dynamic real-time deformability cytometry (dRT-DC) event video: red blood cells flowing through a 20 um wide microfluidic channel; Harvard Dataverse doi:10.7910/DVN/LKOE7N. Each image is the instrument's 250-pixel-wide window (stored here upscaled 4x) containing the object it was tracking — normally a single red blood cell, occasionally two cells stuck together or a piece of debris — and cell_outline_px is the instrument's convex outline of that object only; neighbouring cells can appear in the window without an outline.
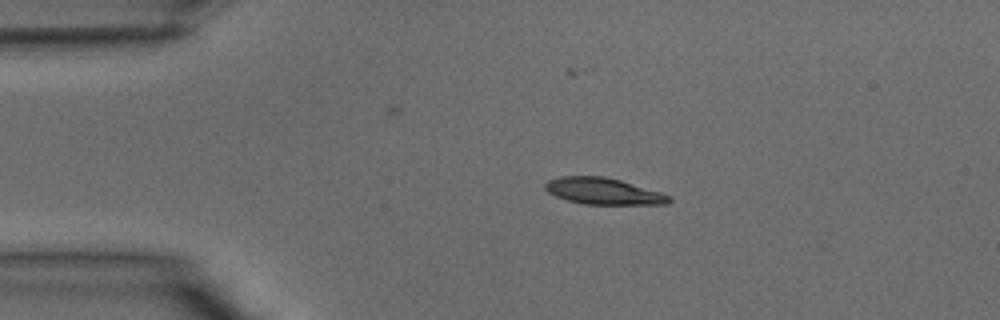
{"species": "common noctule bat (a hibernating species)", "species_latin": "Nyctalus noctula", "temperature_condition": "warm", "stored_images_in_passage": 31, "camera_frame_rate_fps": 3000, "um_per_image_px": 0.085, "animal": {"sex": "male", "body_mass_g": 15.6}, "frame": {"image": 1, "passage_image": 4, "time_ms": 1.0, "image_size_px": [1000, 320], "cell_outline_px": [[672, 200], [668, 204], [584, 204], [568, 200], [556, 196], [548, 192], [544, 188], [544, 184], [548, 180], [560, 176], [604, 176], [620, 180], [660, 192], [668, 196]], "centroid_in_image_um": [51.25, 16.24], "position_along_channel_um": 33.8, "area_um2": 18.96}}
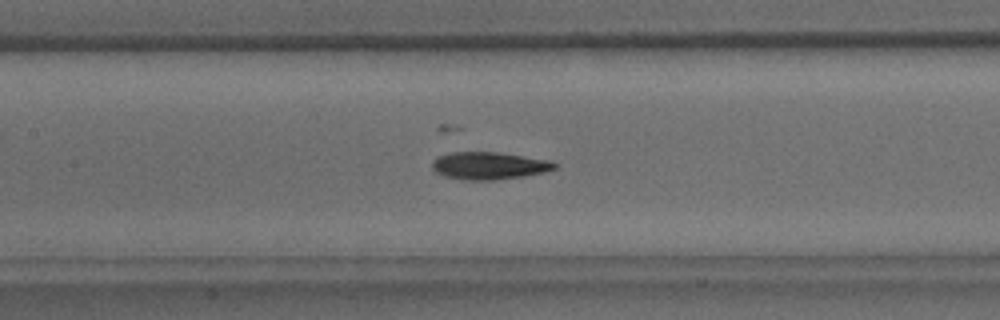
{"frame": {"image": 2, "passage_image": 14, "time_ms": 4.333, "image_size_px": [1000, 320], "cell_outline_px": [[556, 168], [544, 172], [524, 176], [496, 180], [464, 180], [444, 176], [436, 172], [432, 168], [432, 160], [436, 156], [452, 152], [496, 152], [552, 160], [556, 164]], "centroid_in_image_um": [41.55, 14.08], "position_along_channel_um": 165.9, "area_um2": 19.71}}
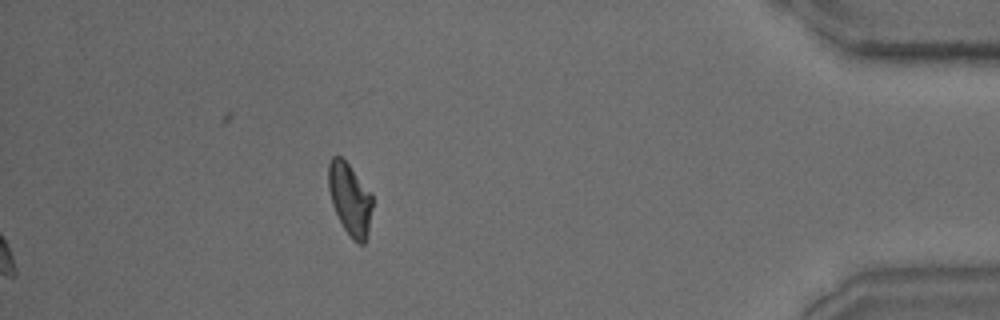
{"frame": {"image": 3, "passage_image": 31, "time_ms": 10.0, "image_size_px": [1000, 320], "cell_outline_px": [[372, 208], [368, 232], [364, 244], [356, 244], [352, 240], [344, 228], [332, 204], [328, 188], [328, 164], [332, 156], [340, 156], [348, 164], [372, 196]], "centroid_in_image_um": [29.72, 16.95], "position_along_channel_um": 405.5, "area_um2": 18.15}}